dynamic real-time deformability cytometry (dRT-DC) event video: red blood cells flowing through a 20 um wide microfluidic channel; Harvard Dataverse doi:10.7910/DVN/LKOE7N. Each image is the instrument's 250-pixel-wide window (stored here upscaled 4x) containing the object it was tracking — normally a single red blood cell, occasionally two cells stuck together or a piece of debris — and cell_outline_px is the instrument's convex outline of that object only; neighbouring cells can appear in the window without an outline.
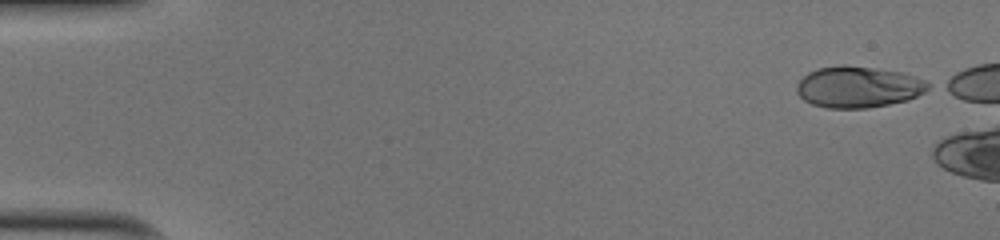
{"species": "human", "species_latin": "Homo sapiens", "temperature_condition": "cold", "stored_images_in_passage": 46, "camera_frame_rate_fps": 3000, "um_per_image_px": 0.085, "donor": {"sex": "male"}, "frame": {"image": 1, "passage_image": 1, "time_ms": 0.0, "image_size_px": [1000, 240], "cell_outline_px": [[932, 88], [908, 100], [868, 108], [828, 108], [812, 104], [804, 100], [796, 92], [796, 84], [808, 72], [816, 68], [844, 64], [900, 72], [916, 76], [932, 84]], "centroid_in_image_um": [72.95, 7.39], "position_along_channel_um": 12.0, "area_um2": 31.79}}
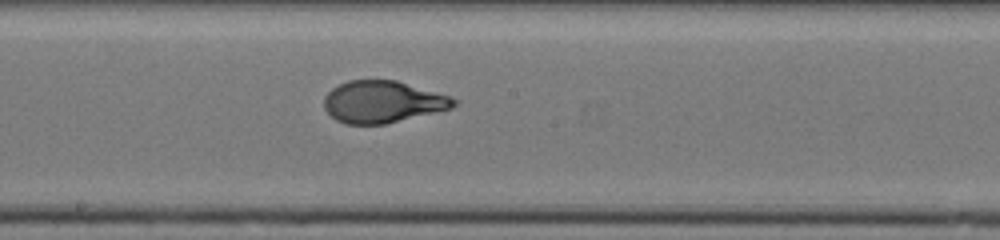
{"frame": {"image": 2, "passage_image": 27, "time_ms": 8.667, "image_size_px": [1000, 240], "cell_outline_px": [[460, 100], [452, 108], [384, 124], [344, 124], [336, 120], [324, 108], [324, 96], [332, 88], [348, 80], [396, 80], [448, 96]], "centroid_in_image_um": [32.5, 8.65], "position_along_channel_um": 215.7, "area_um2": 31.44}}
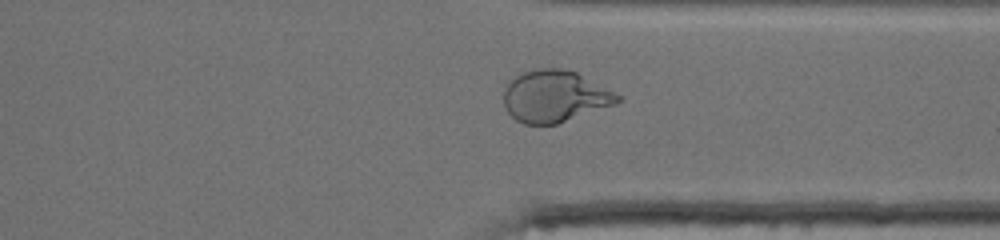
{"frame": {"image": 3, "passage_image": 38, "time_ms": 12.333, "image_size_px": [1000, 240], "cell_outline_px": [[620, 100], [616, 104], [556, 124], [524, 124], [516, 120], [504, 108], [504, 88], [516, 76], [524, 72], [540, 68], [564, 68], [576, 72], [620, 96]], "centroid_in_image_um": [47.12, 8.19], "position_along_channel_um": 364.3, "area_um2": 33.93}, "authors_computed_cell_mechanics": {"area_um2": 32.1368, "velocity_mm_per_s": 4.0351, "shape_relaxation_time_tau1_ms": 6.275, "shape_relaxation_time_tau2_ms": null, "deformation_change_tau1": 0.2694, "deformation_change_tau2": null}}